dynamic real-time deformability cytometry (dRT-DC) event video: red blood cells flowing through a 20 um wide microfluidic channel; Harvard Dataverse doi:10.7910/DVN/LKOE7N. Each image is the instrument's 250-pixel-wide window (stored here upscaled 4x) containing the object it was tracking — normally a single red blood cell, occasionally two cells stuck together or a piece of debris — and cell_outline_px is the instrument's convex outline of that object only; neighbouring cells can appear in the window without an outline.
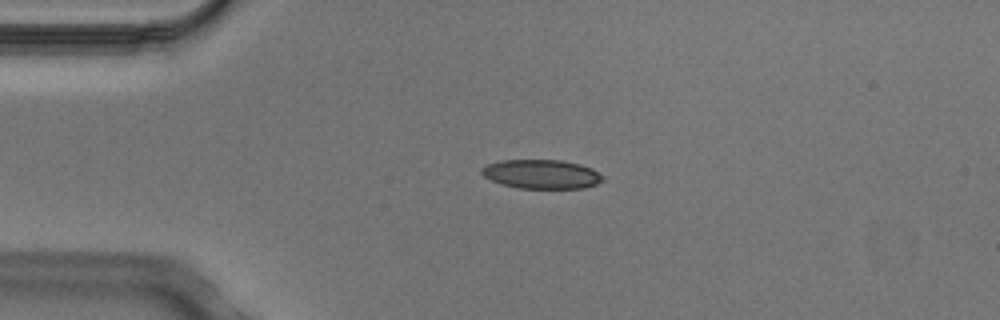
{"species": "Egyptian fruit bat (a non-hibernating species)", "species_latin": "Rousettus aegyptiacus", "temperature_condition": "cold", "stored_images_in_passage": 4, "camera_frame_rate_fps": 3000, "um_per_image_px": 0.085, "animal": {"sex": "male"}, "frame": {"image": 1, "passage_image": 3, "time_ms": 0.667, "image_size_px": [1000, 320], "cell_outline_px": [[604, 180], [596, 184], [584, 188], [520, 188], [500, 184], [484, 176], [480, 172], [480, 168], [488, 164], [500, 160], [560, 160], [580, 164], [592, 168], [604, 176]], "centroid_in_image_um": [46.03, 14.8], "position_along_channel_um": 39.0, "area_um2": 20.58}}